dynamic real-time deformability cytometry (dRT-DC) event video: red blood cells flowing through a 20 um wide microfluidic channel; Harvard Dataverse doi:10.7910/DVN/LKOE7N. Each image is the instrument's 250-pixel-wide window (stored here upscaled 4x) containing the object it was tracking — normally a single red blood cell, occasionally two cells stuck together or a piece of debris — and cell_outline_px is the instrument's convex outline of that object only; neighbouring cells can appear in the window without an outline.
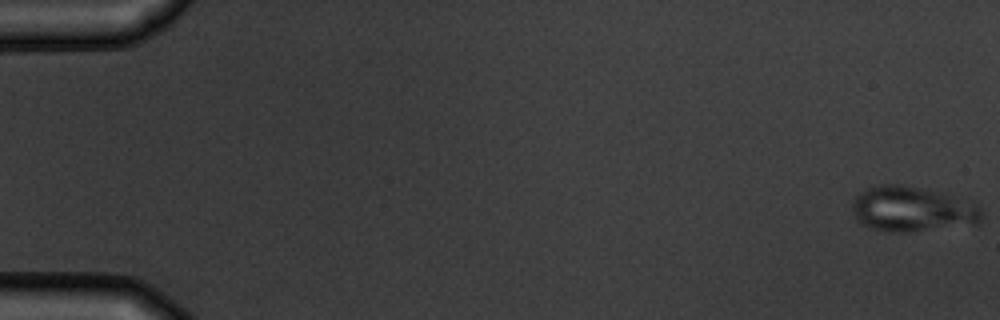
{"species": "common noctule bat (a hibernating species)", "species_latin": "Nyctalus noctula", "temperature_condition": "warm", "stored_images_in_passage": 6, "camera_frame_rate_fps": 3000, "um_per_image_px": 0.085, "animal": {"sex": "male", "body_mass_g": 19.5, "forearm_length_mm": 54.6}, "frame": {"image": 1, "passage_image": 1, "time_ms": 0.0, "image_size_px": [1000, 320], "cell_outline_px": [[984, 212], [980, 224], [908, 232], [888, 232], [872, 228], [856, 220], [852, 208], [852, 200], [860, 192], [868, 188], [884, 184], [904, 184], [944, 192], [980, 208]], "centroid_in_image_um": [77.54, 17.78], "position_along_channel_um": 7.5, "area_um2": 34.28}}
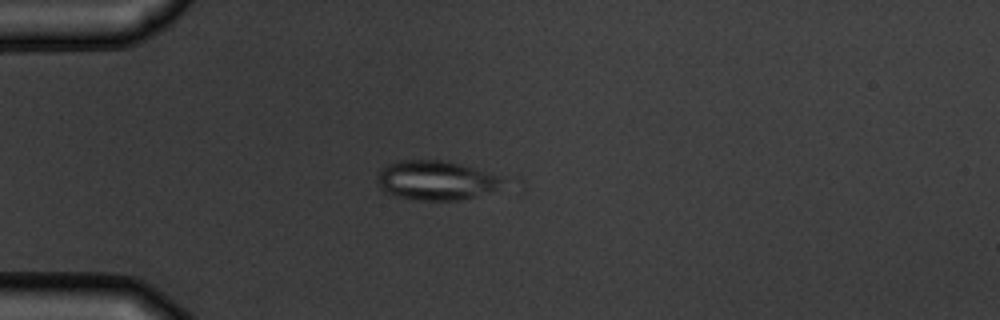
{"frame": {"image": 2, "passage_image": 5, "time_ms": 4.667, "image_size_px": [1000, 320], "cell_outline_px": [[504, 180], [496, 188], [476, 196], [460, 200], [416, 200], [396, 196], [384, 192], [380, 188], [376, 180], [376, 176], [380, 168], [396, 160], [440, 160], [460, 164], [504, 176]], "centroid_in_image_um": [36.99, 15.32], "position_along_channel_um": 48.0, "area_um2": 28.84}}